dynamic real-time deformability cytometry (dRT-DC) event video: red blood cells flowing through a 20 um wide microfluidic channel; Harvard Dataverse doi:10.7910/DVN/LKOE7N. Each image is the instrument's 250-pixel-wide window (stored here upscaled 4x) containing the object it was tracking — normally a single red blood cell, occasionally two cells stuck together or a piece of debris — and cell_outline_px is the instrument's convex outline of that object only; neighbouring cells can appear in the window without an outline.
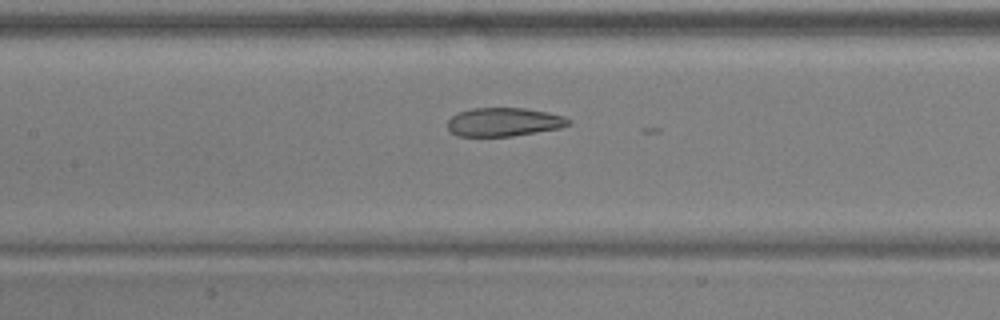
{"species": "common noctule bat (a hibernating species)", "species_latin": "Nyctalus noctula", "temperature_condition": "warm", "stored_images_in_passage": 35, "camera_frame_rate_fps": 3000, "um_per_image_px": 0.085, "animal": {"sex": "male", "body_mass_g": 17.9, "forearm_length_mm": 54.2}, "frame": {"image": 1, "passage_image": 26, "time_ms": 8.333, "image_size_px": [1000, 320], "cell_outline_px": [[572, 124], [560, 128], [512, 136], [456, 136], [448, 128], [448, 120], [456, 112], [472, 108], [524, 108], [548, 112], [564, 116], [572, 120]], "centroid_in_image_um": [42.84, 10.36], "position_along_channel_um": 164.6, "area_um2": 20.29}}
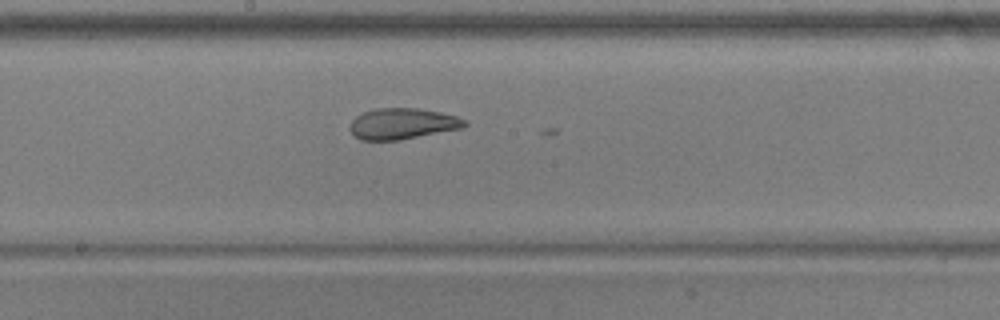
{"frame": {"image": 2, "passage_image": 30, "time_ms": 9.667, "image_size_px": [1000, 320], "cell_outline_px": [[468, 124], [464, 128], [400, 140], [360, 140], [348, 128], [352, 120], [356, 116], [364, 112], [376, 108], [420, 108], [440, 112], [456, 116], [468, 120]], "centroid_in_image_um": [34.24, 10.51], "position_along_channel_um": 214.0, "area_um2": 20.92}}